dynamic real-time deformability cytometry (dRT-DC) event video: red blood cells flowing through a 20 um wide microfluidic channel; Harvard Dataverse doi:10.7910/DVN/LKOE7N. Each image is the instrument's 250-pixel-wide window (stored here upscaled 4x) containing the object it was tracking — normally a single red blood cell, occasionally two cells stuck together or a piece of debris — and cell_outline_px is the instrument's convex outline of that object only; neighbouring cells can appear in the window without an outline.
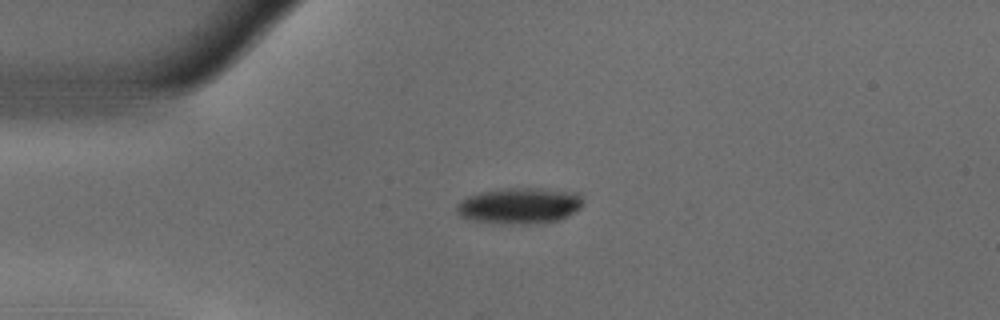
{"species": "common noctule bat (a hibernating species)", "species_latin": "Nyctalus noctula", "temperature_condition": "warm", "stored_images_in_passage": 37, "camera_frame_rate_fps": 3000, "um_per_image_px": 0.085, "animal": {"sex": "male", "body_mass_g": 18.8}, "frame": {"image": 1, "passage_image": 1, "time_ms": 0.0, "image_size_px": [1000, 320], "cell_outline_px": [[584, 204], [576, 212], [560, 220], [528, 224], [520, 224], [472, 220], [460, 216], [456, 212], [456, 204], [460, 200], [468, 196], [480, 192], [504, 188], [540, 188], [580, 192], [584, 200]], "centroid_in_image_um": [44.22, 17.46], "position_along_channel_um": 40.8, "area_um2": 26.82}}
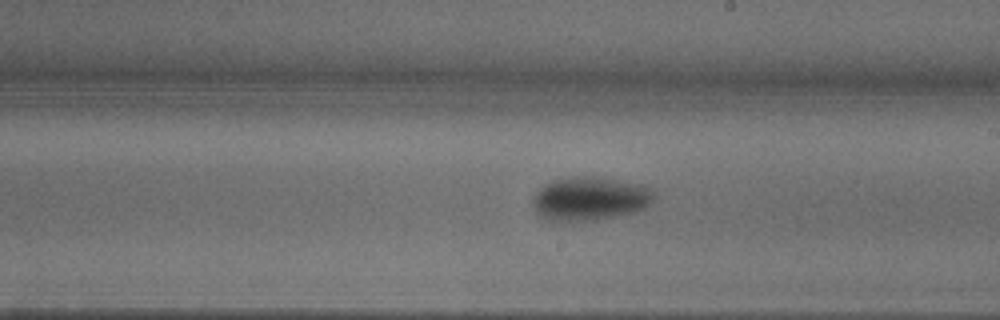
{"frame": {"image": 2, "passage_image": 19, "time_ms": 6.0, "image_size_px": [1000, 320], "cell_outline_px": [[652, 200], [644, 208], [636, 212], [596, 220], [544, 220], [536, 212], [532, 204], [532, 200], [536, 192], [540, 188], [556, 180], [572, 176], [596, 176], [640, 184], [652, 188]], "centroid_in_image_um": [50.13, 16.88], "position_along_channel_um": 238.9, "area_um2": 30.63}}
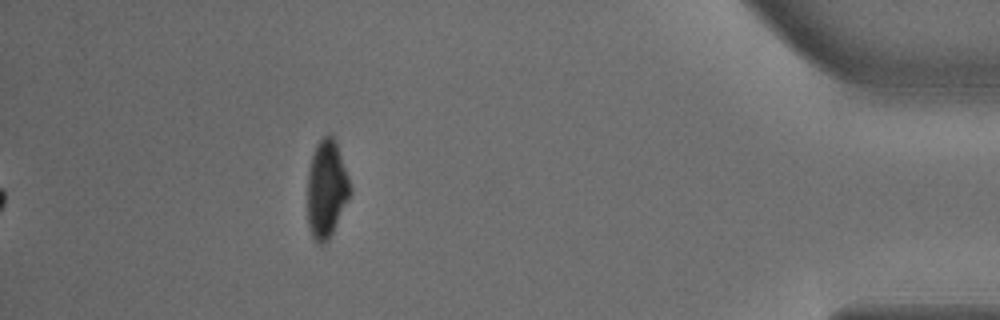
{"frame": {"image": 3, "passage_image": 37, "time_ms": 12.0, "image_size_px": [1000, 320], "cell_outline_px": [[352, 192], [328, 240], [324, 244], [320, 244], [312, 236], [308, 224], [308, 172], [312, 156], [316, 144], [324, 136], [332, 136], [336, 144], [348, 176], [352, 188]], "centroid_in_image_um": [27.75, 16.09], "position_along_channel_um": 407.4, "area_um2": 23.81}, "authors_computed_cell_mechanics": {"area_um2": 29.0734, "velocity_mm_per_s": 3.6815, "shape_relaxation_time_tau1_ms": 2.8944, "shape_relaxation_time_tau2_ms": null, "deformation_change_tau1": 0.1415, "deformation_change_tau2": null}}